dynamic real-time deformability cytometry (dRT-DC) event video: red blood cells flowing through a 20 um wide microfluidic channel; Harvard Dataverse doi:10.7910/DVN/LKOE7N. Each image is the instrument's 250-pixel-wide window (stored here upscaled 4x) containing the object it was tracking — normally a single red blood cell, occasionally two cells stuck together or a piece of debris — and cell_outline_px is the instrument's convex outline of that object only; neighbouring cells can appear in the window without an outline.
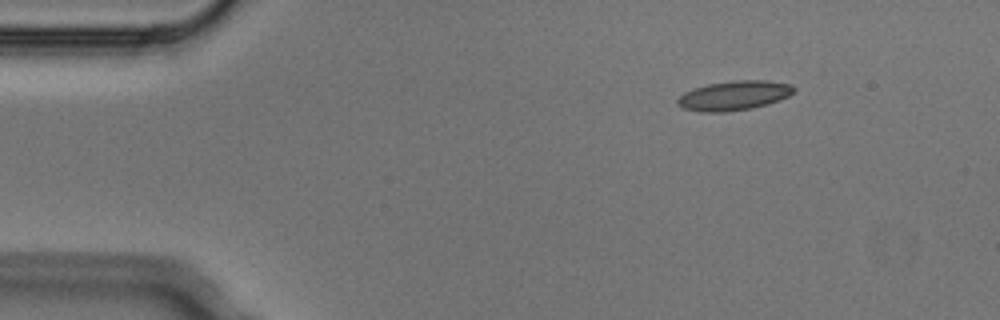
{"species": "Egyptian fruit bat (a non-hibernating species)", "species_latin": "Rousettus aegyptiacus", "temperature_condition": "cold", "stored_images_in_passage": 5, "camera_frame_rate_fps": 3000, "um_per_image_px": 0.085, "animal": {"sex": "male"}, "frame": {"image": 1, "passage_image": 2, "time_ms": 0.333, "image_size_px": [1000, 320], "cell_outline_px": [[796, 88], [788, 96], [780, 100], [768, 104], [752, 108], [724, 112], [700, 112], [684, 108], [676, 104], [676, 100], [684, 92], [692, 88], [708, 84], [732, 80], [764, 80], [792, 84]], "centroid_in_image_um": [62.38, 8.12], "position_along_channel_um": 22.6, "area_um2": 20.11}}